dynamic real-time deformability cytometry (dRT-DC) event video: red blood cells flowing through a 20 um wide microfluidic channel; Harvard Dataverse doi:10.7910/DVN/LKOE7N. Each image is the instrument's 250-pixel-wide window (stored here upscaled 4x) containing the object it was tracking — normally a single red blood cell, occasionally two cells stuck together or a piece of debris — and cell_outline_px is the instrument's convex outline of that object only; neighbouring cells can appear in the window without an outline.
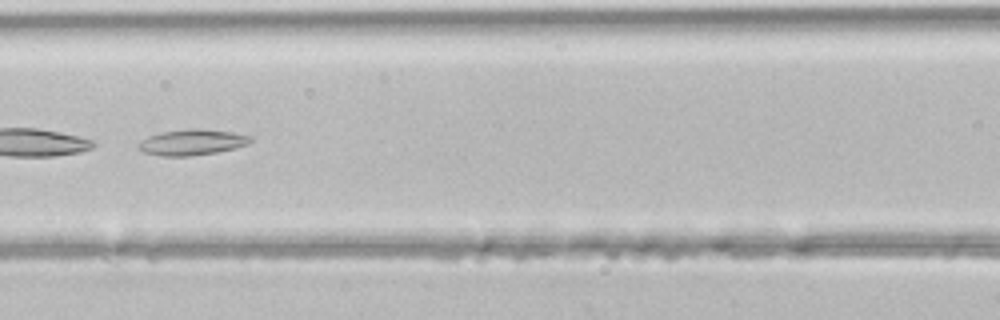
{"species": "common noctule bat (a hibernating species)", "species_latin": "Nyctalus noctula", "temperature_condition": "room temperature", "stored_images_in_passage": 47, "segment_of_instrument_passage": [2, 2], "camera_frame_rate_fps": 3000, "um_per_image_px": 0.085, "animal": {"sex": "male", "body_mass_g": 21.5, "forearm_length_mm": 52.0}, "frame": {"image": 1, "passage_image": 21, "time_ms": 6.667, "image_size_px": [1000, 320], "cell_outline_px": [[252, 140], [248, 144], [236, 148], [216, 152], [192, 156], [164, 156], [144, 152], [140, 148], [140, 144], [148, 136], [160, 132], [188, 128], [200, 128], [232, 132], [252, 136]], "centroid_in_image_um": [16.39, 12.08], "position_along_channel_um": 150.2, "area_um2": 16.76}}
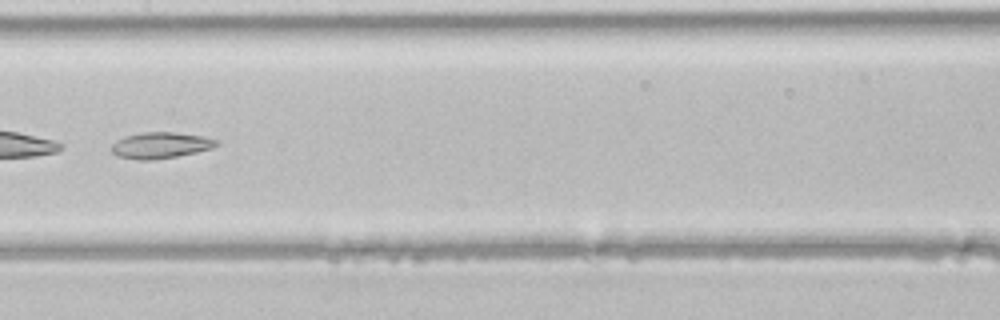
{"frame": {"image": 2, "passage_image": 24, "time_ms": 7.667, "image_size_px": [1000, 320], "cell_outline_px": [[220, 144], [212, 148], [196, 152], [176, 156], [152, 160], [140, 160], [116, 156], [112, 152], [112, 144], [116, 140], [124, 136], [144, 132], [172, 132], [200, 136], [220, 140]], "centroid_in_image_um": [13.64, 12.35], "position_along_channel_um": 193.8, "area_um2": 15.95}}
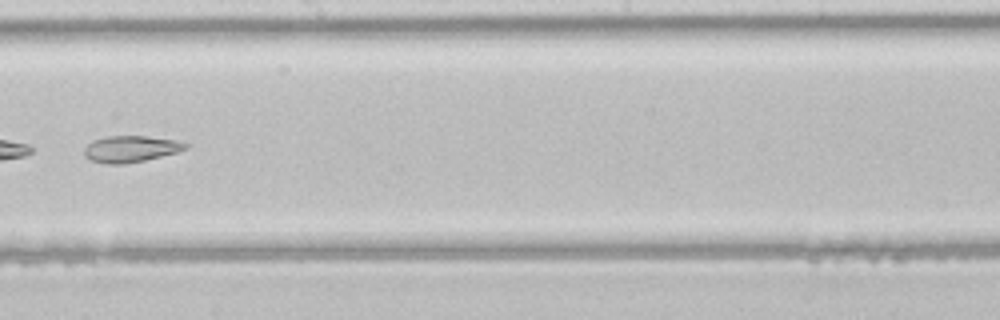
{"frame": {"image": 3, "passage_image": 27, "time_ms": 8.667, "image_size_px": [1000, 320], "cell_outline_px": [[188, 148], [176, 152], [144, 160], [124, 164], [104, 164], [92, 160], [84, 156], [84, 148], [92, 140], [108, 136], [144, 136], [176, 140], [188, 144]], "centroid_in_image_um": [11.07, 12.66], "position_along_channel_um": 237.1, "area_um2": 15.49}}